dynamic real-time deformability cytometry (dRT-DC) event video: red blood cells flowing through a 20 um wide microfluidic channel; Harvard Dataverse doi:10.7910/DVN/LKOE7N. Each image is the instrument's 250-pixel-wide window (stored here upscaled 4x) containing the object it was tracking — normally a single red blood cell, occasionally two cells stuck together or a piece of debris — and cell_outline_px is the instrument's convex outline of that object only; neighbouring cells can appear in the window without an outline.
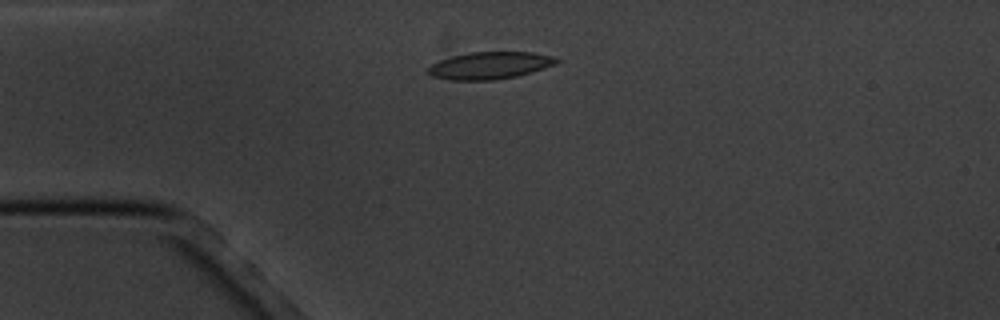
{"species": "common noctule bat (a hibernating species)", "species_latin": "Nyctalus noctula", "temperature_condition": "cold", "stored_images_in_passage": 6, "camera_frame_rate_fps": 3000, "um_per_image_px": 0.085, "animal": {"sex": "male", "body_mass_g": 20.1, "forearm_length_mm": 53.5}, "frame": {"image": 1, "passage_image": 4, "time_ms": 3.333, "image_size_px": [1000, 320], "cell_outline_px": [[560, 60], [556, 64], [544, 68], [516, 76], [492, 80], [448, 80], [432, 76], [428, 72], [428, 68], [432, 64], [440, 60], [452, 56], [468, 52], [532, 52], [552, 56]], "centroid_in_image_um": [41.62, 5.56], "position_along_channel_um": 43.4, "area_um2": 20.23}}
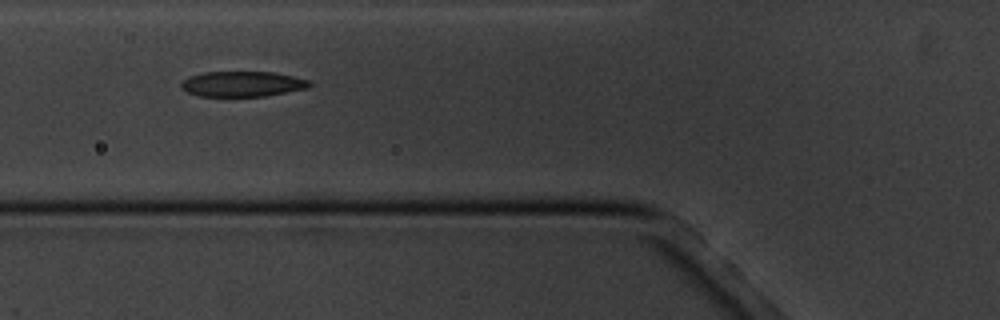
{"frame": {"image": 2, "passage_image": 6, "time_ms": 5.667, "image_size_px": [1000, 320], "cell_outline_px": [[312, 84], [308, 88], [264, 96], [200, 96], [188, 92], [180, 88], [180, 84], [188, 76], [204, 72], [272, 72], [312, 80]], "centroid_in_image_um": [20.61, 7.13], "position_along_channel_um": 105.2, "area_um2": 18.96}}